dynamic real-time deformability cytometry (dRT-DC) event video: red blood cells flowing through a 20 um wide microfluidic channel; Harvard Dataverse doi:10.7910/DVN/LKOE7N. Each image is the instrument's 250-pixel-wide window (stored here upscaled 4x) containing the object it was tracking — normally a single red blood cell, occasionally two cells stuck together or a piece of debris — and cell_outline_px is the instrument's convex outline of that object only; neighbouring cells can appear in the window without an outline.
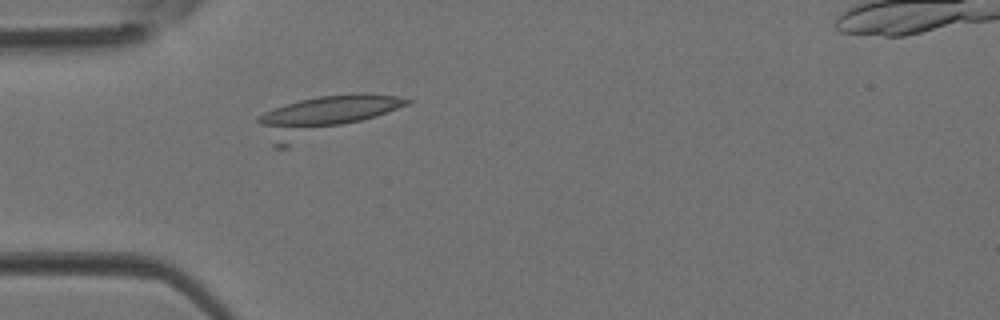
{"species": "Egyptian fruit bat (a non-hibernating species)", "species_latin": "Rousettus aegyptiacus", "temperature_condition": "room temperature", "stored_images_in_passage": 4, "camera_frame_rate_fps": 3000, "um_per_image_px": 0.085, "animal": {"sex": "female"}, "frame": {"image": 1, "passage_image": 4, "time_ms": 1.0, "image_size_px": [1000, 320], "cell_outline_px": [[412, 100], [408, 104], [376, 116], [288, 148], [272, 148], [256, 120], [256, 116], [264, 112], [300, 100], [320, 96], [356, 92], [360, 92], [396, 96]], "centroid_in_image_um": [27.41, 9.88], "position_along_channel_um": 57.6, "area_um2": 33.7}}